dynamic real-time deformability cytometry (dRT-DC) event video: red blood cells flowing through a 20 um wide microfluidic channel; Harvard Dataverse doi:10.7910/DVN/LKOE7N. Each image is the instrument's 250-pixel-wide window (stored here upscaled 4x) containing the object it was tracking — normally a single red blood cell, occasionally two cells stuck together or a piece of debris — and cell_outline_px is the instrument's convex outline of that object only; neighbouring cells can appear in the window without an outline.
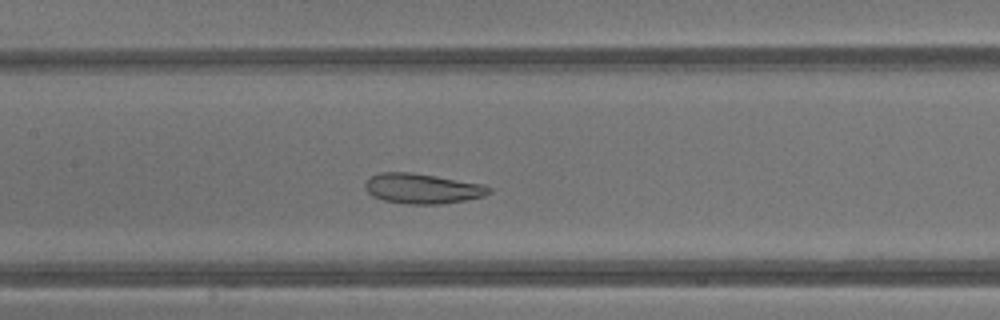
{"species": "common noctule bat (a hibernating species)", "species_latin": "Nyctalus noctula", "temperature_condition": "warm", "stored_images_in_passage": 40, "camera_frame_rate_fps": 3000, "um_per_image_px": 0.085, "animal": {"sex": "male", "body_mass_g": 13.3}, "frame": {"image": 1, "passage_image": 17, "time_ms": 5.333, "image_size_px": [1000, 320], "cell_outline_px": [[492, 192], [484, 196], [464, 200], [440, 204], [408, 204], [384, 200], [372, 196], [364, 188], [364, 180], [368, 176], [380, 172], [412, 172], [484, 184], [492, 188]], "centroid_in_image_um": [35.87, 16.01], "position_along_channel_um": 171.5, "area_um2": 21.96}}
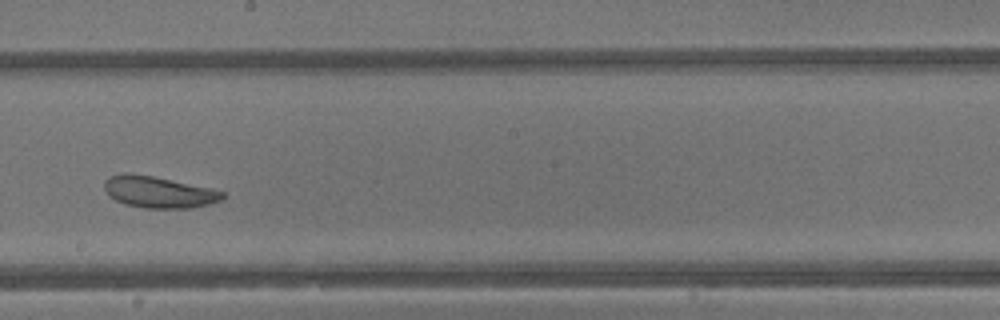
{"frame": {"image": 2, "passage_image": 21, "time_ms": 6.667, "image_size_px": [1000, 320], "cell_outline_px": [[224, 196], [220, 200], [208, 204], [192, 208], [144, 208], [124, 204], [116, 200], [104, 188], [104, 180], [108, 176], [124, 172], [152, 176], [212, 188], [224, 192]], "centroid_in_image_um": [13.47, 16.32], "position_along_channel_um": 234.7, "area_um2": 21.62}}
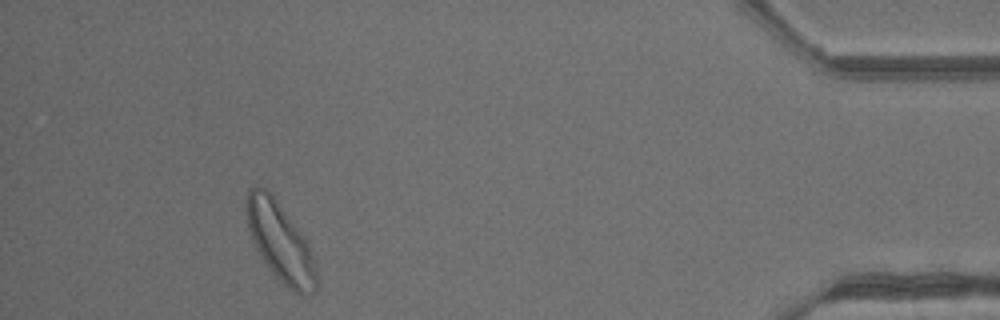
{"frame": {"image": 3, "passage_image": 36, "time_ms": 11.667, "image_size_px": [1000, 320], "cell_outline_px": [[316, 292], [308, 296], [300, 296], [292, 292], [268, 268], [256, 248], [248, 228], [248, 188], [264, 188], [276, 200], [304, 236], [308, 244], [316, 268]], "centroid_in_image_um": [23.87, 20.67], "position_along_channel_um": 411.3, "area_um2": 31.39}, "authors_computed_cell_mechanics": {"area_um2": 26.3857, "velocity_mm_per_s": 4.7682, "shape_relaxation_time_tau1_ms": 10.814, "shape_relaxation_time_tau2_ms": 1.5673, "deformation_change_tau1": 0.1727, "deformation_change_tau2": 0.0925}}